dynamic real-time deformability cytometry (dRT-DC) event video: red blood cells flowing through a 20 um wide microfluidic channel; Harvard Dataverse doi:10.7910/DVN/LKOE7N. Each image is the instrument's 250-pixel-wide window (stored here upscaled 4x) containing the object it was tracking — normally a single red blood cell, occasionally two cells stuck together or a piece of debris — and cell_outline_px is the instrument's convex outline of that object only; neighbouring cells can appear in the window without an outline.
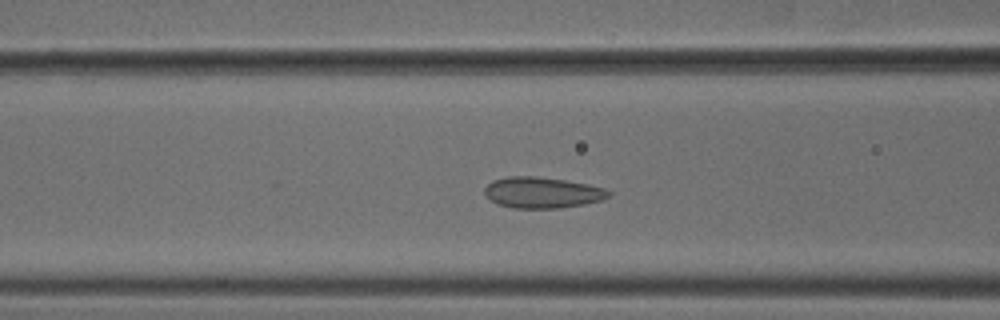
{"species": "common noctule bat (a hibernating species)", "species_latin": "Nyctalus noctula", "temperature_condition": "cold", "stored_images_in_passage": 38, "camera_frame_rate_fps": 3000, "um_per_image_px": 0.085, "animal": {"sex": "male", "body_mass_g": 18.8}, "frame": {"image": 1, "passage_image": 18, "time_ms": 5.667, "image_size_px": [1000, 320], "cell_outline_px": [[612, 196], [604, 200], [584, 204], [560, 208], [512, 208], [496, 204], [484, 196], [484, 188], [492, 180], [508, 176], [536, 176], [564, 180], [588, 184], [604, 188], [612, 192]], "centroid_in_image_um": [46.09, 16.37], "position_along_channel_um": 120.5, "area_um2": 22.77}}
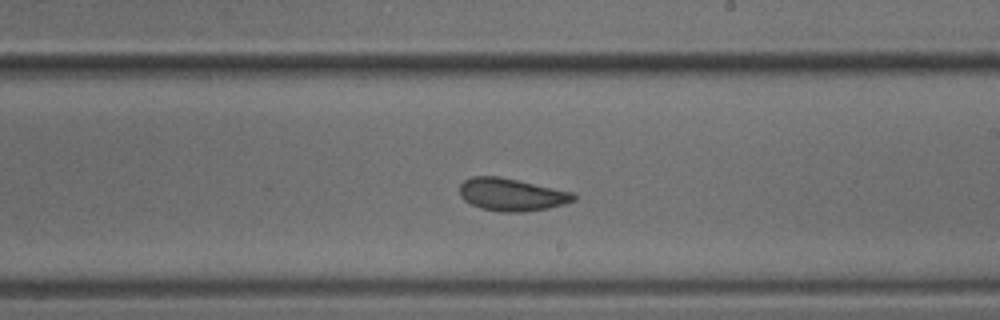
{"frame": {"image": 2, "passage_image": 28, "time_ms": 9.0, "image_size_px": [1000, 320], "cell_outline_px": [[576, 200], [564, 204], [548, 208], [520, 212], [500, 212], [480, 208], [464, 200], [460, 196], [460, 184], [464, 180], [472, 176], [500, 176], [572, 192], [576, 196]], "centroid_in_image_um": [43.47, 16.54], "position_along_channel_um": 245.5, "area_um2": 21.62}}
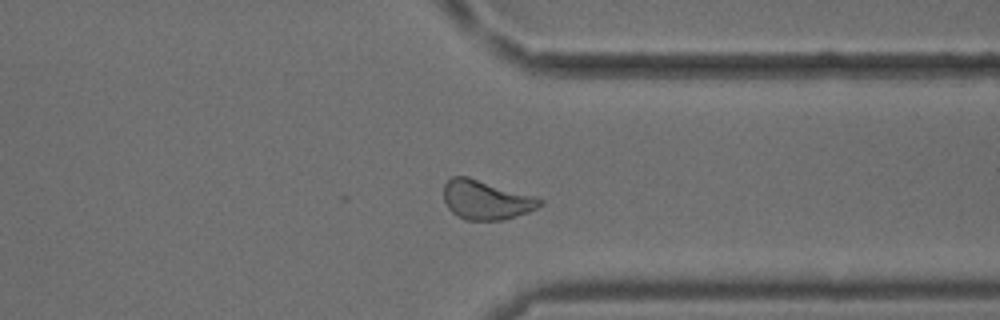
{"frame": {"image": 3, "passage_image": 38, "time_ms": 12.333, "image_size_px": [1000, 320], "cell_outline_px": [[544, 204], [528, 212], [504, 220], [464, 220], [456, 216], [448, 208], [444, 200], [444, 184], [452, 176], [468, 176], [536, 196], [544, 200]], "centroid_in_image_um": [41.32, 16.99], "position_along_channel_um": 370.1, "area_um2": 22.25}, "authors_computed_cell_mechanics": {"area_um2": 22.1663, "velocity_mm_per_s": 3.7494, "shape_relaxation_time_tau1_ms": null, "shape_relaxation_time_tau2_ms": 0.9135, "deformation_change_tau1": null, "deformation_change_tau2": 0.0549}}